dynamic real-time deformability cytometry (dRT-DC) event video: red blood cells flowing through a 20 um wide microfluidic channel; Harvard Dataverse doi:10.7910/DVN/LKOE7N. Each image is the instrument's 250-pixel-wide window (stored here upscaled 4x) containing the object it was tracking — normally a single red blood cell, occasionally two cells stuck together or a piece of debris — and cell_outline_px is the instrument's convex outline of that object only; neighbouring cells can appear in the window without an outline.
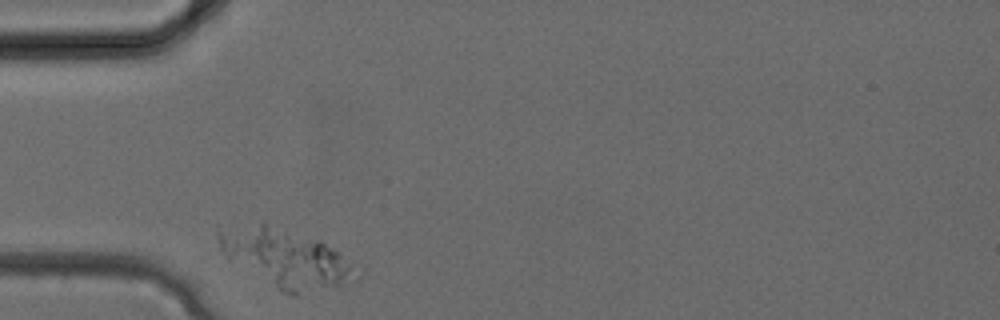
{"species": "common noctule bat (a hibernating species)", "species_latin": "Nyctalus noctula", "temperature_condition": "cold", "stored_images_in_passage": 20, "camera_frame_rate_fps": 3000, "um_per_image_px": 0.085, "animal": {"sex": "female", "body_mass_g": 24.6, "forearm_length_mm": 56.2}, "frame": {"image": 1, "passage_image": 1, "time_ms": 0.0, "image_size_px": [1000, 320], "cell_outline_px": [[360, 276], [348, 284], [296, 296], [292, 296], [276, 288], [224, 256], [220, 248], [216, 236], [260, 220], [320, 240], [340, 252]], "centroid_in_image_um": [24.36, 21.97], "position_along_channel_um": 60.6, "area_um2": 46.12}}
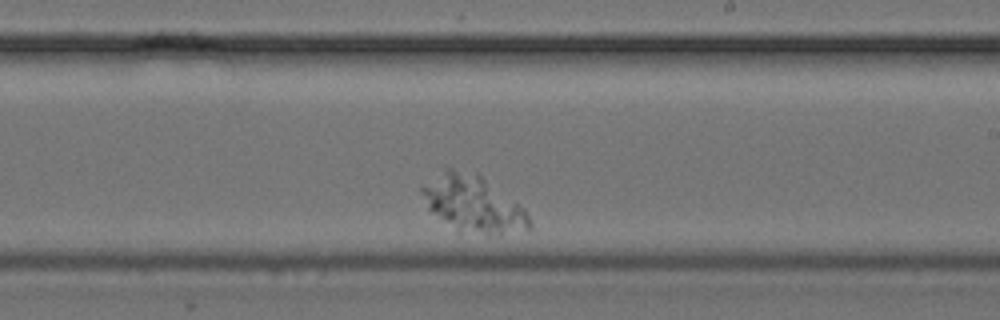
{"frame": {"image": 2, "passage_image": 12, "time_ms": 3.667, "image_size_px": [1000, 320], "cell_outline_px": [[532, 228], [500, 236], [488, 236], [456, 232], [428, 208], [420, 192], [420, 188], [444, 168], [452, 168], [476, 172], [524, 208], [532, 224]], "centroid_in_image_um": [40.22, 17.38], "position_along_channel_um": 248.8, "area_um2": 35.84}}
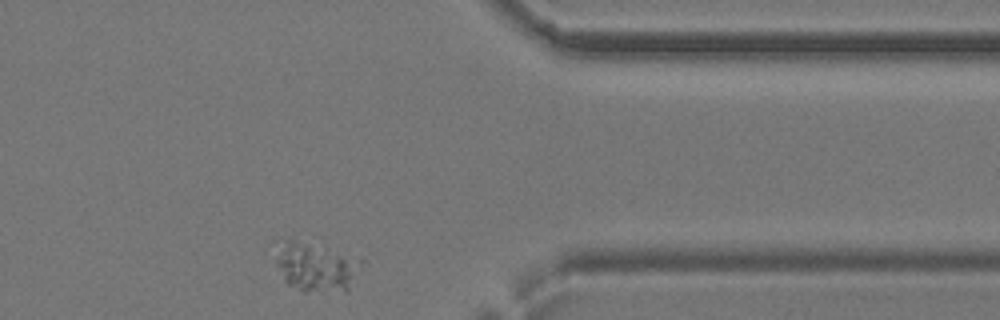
{"frame": {"image": 3, "passage_image": 20, "time_ms": 6.333, "image_size_px": [1000, 320], "cell_outline_px": [[364, 260], [348, 292], [300, 292], [288, 284], [284, 280], [264, 248], [272, 240], [292, 240], [308, 244]], "centroid_in_image_um": [26.62, 22.67], "position_along_channel_um": 384.8, "area_um2": 25.72}}